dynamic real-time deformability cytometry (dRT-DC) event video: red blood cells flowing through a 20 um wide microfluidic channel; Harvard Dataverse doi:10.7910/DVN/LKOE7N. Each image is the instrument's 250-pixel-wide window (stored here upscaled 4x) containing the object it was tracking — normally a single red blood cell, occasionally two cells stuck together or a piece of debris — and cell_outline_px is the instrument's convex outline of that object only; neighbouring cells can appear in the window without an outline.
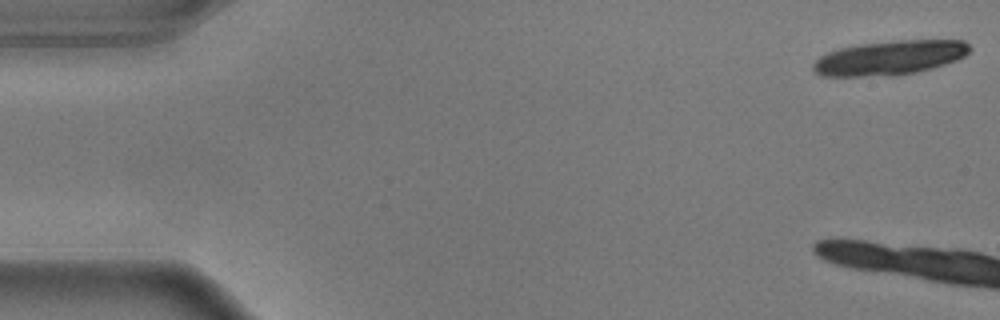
{"species": "common noctule bat (a hibernating species)", "species_latin": "Nyctalus noctula", "temperature_condition": "warm", "stored_images_in_passage": 4, "camera_frame_rate_fps": 3000, "um_per_image_px": 0.085, "animal": {"sex": "male", "body_mass_g": 17.9}, "frame": {"image": 1, "passage_image": 1, "time_ms": 0.0, "image_size_px": [1000, 320], "cell_outline_px": [[972, 48], [964, 56], [956, 60], [932, 68], [916, 72], [896, 76], [820, 76], [812, 68], [812, 64], [820, 56], [828, 52], [840, 48], [856, 44], [896, 40], [964, 40]], "centroid_in_image_um": [75.61, 4.91], "position_along_channel_um": 9.4, "area_um2": 31.56}}